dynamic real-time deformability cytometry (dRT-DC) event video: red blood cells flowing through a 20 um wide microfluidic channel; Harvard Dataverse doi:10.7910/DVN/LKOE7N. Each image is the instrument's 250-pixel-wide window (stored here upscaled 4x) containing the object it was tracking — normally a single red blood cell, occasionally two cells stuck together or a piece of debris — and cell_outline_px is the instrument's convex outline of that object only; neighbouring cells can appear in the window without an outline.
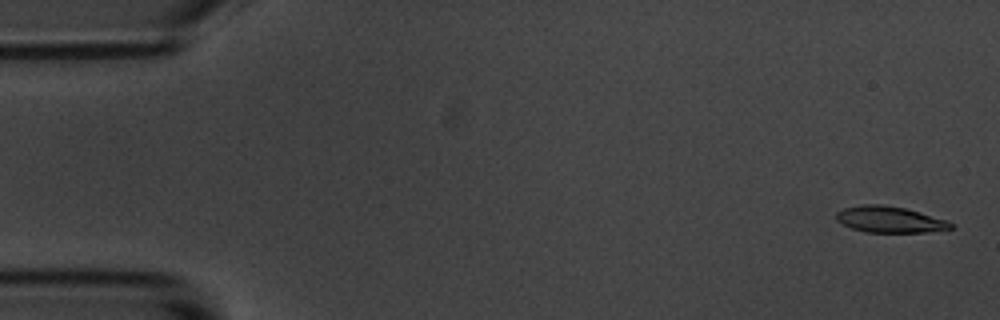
{"species": "common noctule bat (a hibernating species)", "species_latin": "Nyctalus noctula", "temperature_condition": "room temperature", "stored_images_in_passage": 6, "segment_of_instrument_passage": [1, 2], "camera_frame_rate_fps": 3000, "um_per_image_px": 0.085, "animal": {"sex": "male", "body_mass_g": 20.1, "forearm_length_mm": 53.5}, "frame": {"image": 1, "passage_image": 1, "time_ms": 0.0, "image_size_px": [1000, 320], "cell_outline_px": [[952, 228], [924, 232], [864, 232], [852, 228], [836, 220], [836, 212], [844, 208], [864, 204], [880, 204], [904, 208], [948, 220], [952, 224]], "centroid_in_image_um": [75.6, 18.65], "position_along_channel_um": 9.4, "area_um2": 17.28}}